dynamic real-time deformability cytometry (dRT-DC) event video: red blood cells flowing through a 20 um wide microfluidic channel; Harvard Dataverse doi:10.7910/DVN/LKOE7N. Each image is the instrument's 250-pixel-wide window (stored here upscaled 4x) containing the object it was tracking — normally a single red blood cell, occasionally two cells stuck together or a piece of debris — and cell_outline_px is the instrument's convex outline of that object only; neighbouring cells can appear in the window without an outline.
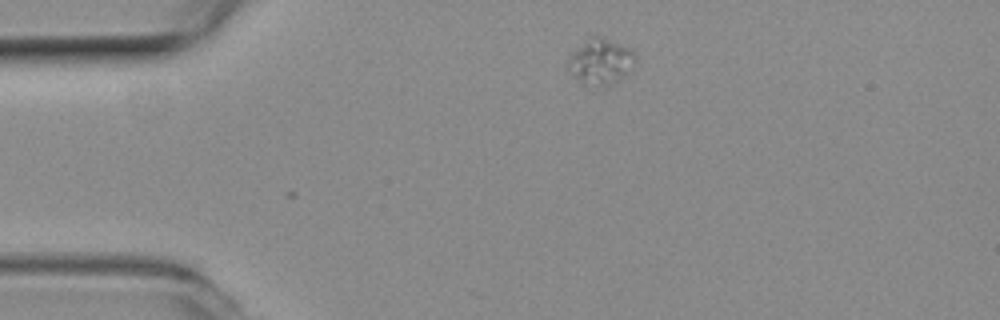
{"species": "common noctule bat (a hibernating species)", "species_latin": "Nyctalus noctula", "temperature_condition": "room temperature", "stored_images_in_passage": 4, "camera_frame_rate_fps": 3000, "um_per_image_px": 0.085, "animal": {"sex": "female", "body_mass_g": 19.3, "forearm_length_mm": 54.1}, "frame": {"image": 1, "passage_image": 4, "time_ms": 1.0, "image_size_px": [1000, 320], "cell_outline_px": [[636, 56], [624, 76], [616, 84], [604, 88], [580, 84], [576, 80], [568, 68], [568, 56], [588, 36], [600, 36], [620, 44], [628, 48]], "centroid_in_image_um": [50.98, 5.27], "position_along_channel_um": 34.0, "area_um2": 18.15}}